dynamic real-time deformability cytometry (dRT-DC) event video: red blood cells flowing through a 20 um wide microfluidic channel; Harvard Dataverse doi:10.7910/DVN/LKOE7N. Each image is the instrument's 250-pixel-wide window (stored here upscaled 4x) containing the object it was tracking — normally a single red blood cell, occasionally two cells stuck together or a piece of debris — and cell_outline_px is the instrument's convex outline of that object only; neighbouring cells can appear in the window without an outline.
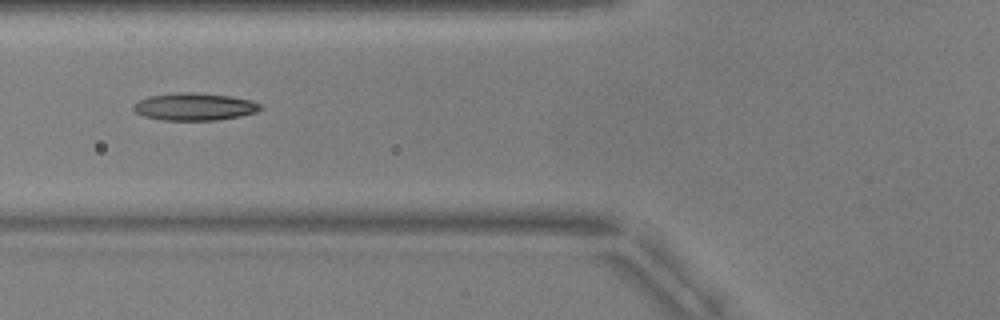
{"species": "common noctule bat (a hibernating species)", "species_latin": "Nyctalus noctula", "temperature_condition": "warm", "stored_images_in_passage": 38, "camera_frame_rate_fps": 3000, "um_per_image_px": 0.085, "animal": {"sex": "male", "body_mass_g": 17.9, "forearm_length_mm": 54.2}, "frame": {"image": 1, "passage_image": 6, "time_ms": 1.667, "image_size_px": [1000, 320], "cell_outline_px": [[264, 108], [256, 112], [240, 116], [216, 120], [164, 120], [144, 116], [136, 112], [132, 108], [132, 104], [148, 96], [176, 92], [192, 92], [232, 96], [252, 100], [264, 104]], "centroid_in_image_um": [16.57, 9.06], "position_along_channel_um": 109.2, "area_um2": 20.52}}
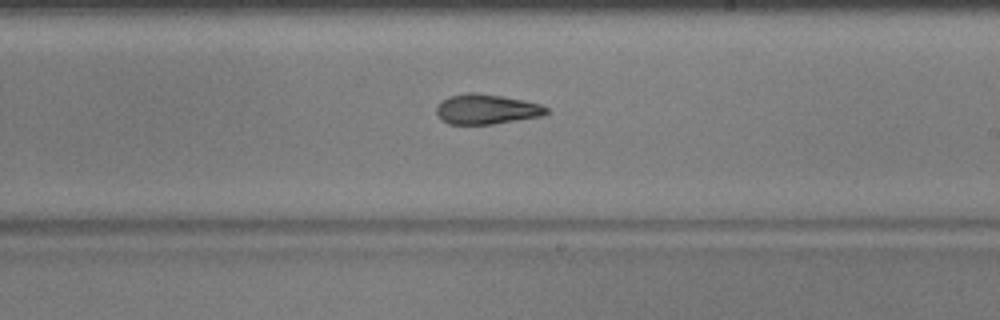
{"frame": {"image": 2, "passage_image": 17, "time_ms": 5.333, "image_size_px": [1000, 320], "cell_outline_px": [[548, 112], [544, 116], [492, 124], [448, 124], [440, 120], [436, 112], [436, 108], [448, 96], [468, 92], [476, 92], [524, 100], [540, 104], [548, 108]], "centroid_in_image_um": [41.35, 9.29], "position_along_channel_um": 247.6, "area_um2": 19.25}}
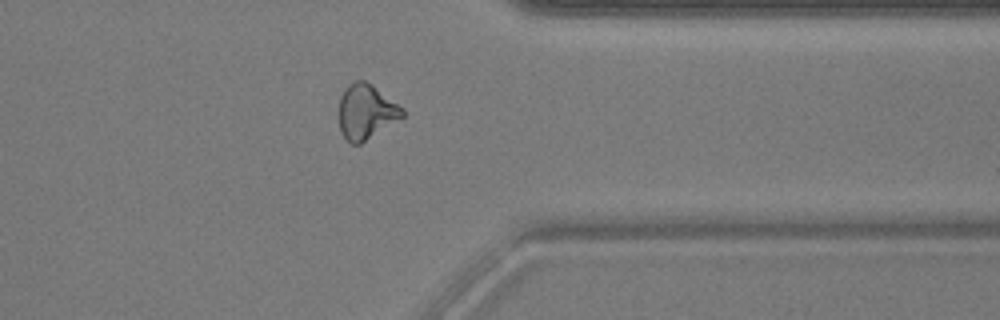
{"frame": {"image": 3, "passage_image": 28, "time_ms": 9.0, "image_size_px": [1000, 320], "cell_outline_px": [[404, 116], [360, 144], [352, 144], [340, 132], [340, 96], [344, 88], [348, 84], [356, 80], [364, 80], [372, 84], [404, 108]], "centroid_in_image_um": [31.12, 9.47], "position_along_channel_um": 380.3, "area_um2": 20.17}}